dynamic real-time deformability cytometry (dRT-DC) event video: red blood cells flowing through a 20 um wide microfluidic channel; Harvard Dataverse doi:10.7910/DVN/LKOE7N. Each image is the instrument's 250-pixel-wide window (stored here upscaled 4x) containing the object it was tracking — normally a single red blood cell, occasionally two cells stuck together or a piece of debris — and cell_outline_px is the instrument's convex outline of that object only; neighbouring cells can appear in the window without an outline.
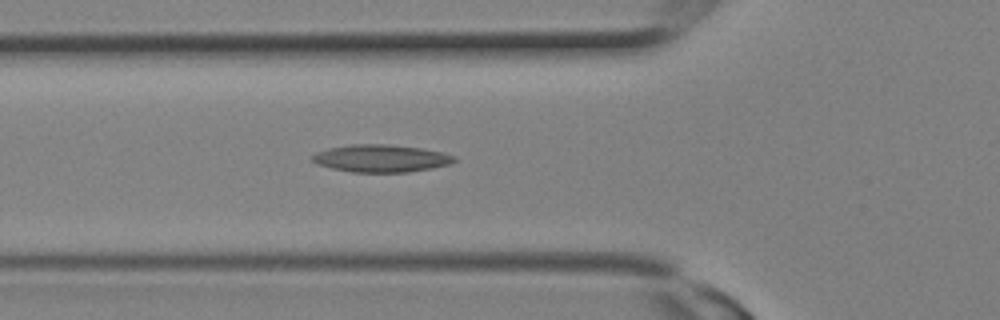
{"species": "Egyptian fruit bat (a non-hibernating species)", "species_latin": "Rousettus aegyptiacus", "temperature_condition": "room temperature", "stored_images_in_passage": 9, "camera_frame_rate_fps": 3000, "um_per_image_px": 0.085, "animal": {"sex": "female"}, "frame": {"image": 1, "passage_image": 9, "time_ms": 2.667, "image_size_px": [1000, 320], "cell_outline_px": [[456, 160], [448, 164], [432, 168], [408, 172], [352, 172], [332, 168], [316, 164], [312, 160], [312, 156], [316, 152], [328, 148], [352, 144], [388, 144], [420, 148], [440, 152], [456, 156]], "centroid_in_image_um": [32.36, 13.46], "position_along_channel_um": 93.4, "area_um2": 22.6}}